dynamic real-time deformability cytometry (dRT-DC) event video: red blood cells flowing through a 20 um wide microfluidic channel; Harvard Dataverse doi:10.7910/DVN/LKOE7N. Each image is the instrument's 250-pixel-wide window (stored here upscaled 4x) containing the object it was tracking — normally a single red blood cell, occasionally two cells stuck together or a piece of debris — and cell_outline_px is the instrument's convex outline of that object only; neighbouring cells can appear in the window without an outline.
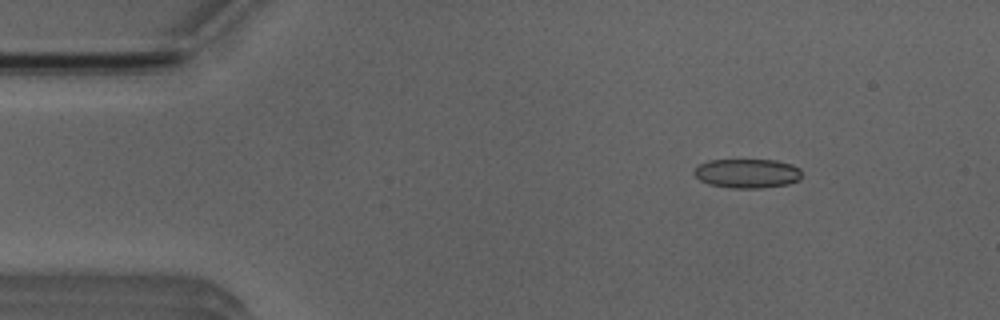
{"species": "Egyptian fruit bat (a non-hibernating species)", "species_latin": "Rousettus aegyptiacus", "temperature_condition": "room temperature", "stored_images_in_passage": 46, "camera_frame_rate_fps": 3000, "um_per_image_px": 0.085, "animal": {"sex": "male"}, "frame": {"image": 1, "passage_image": 2, "time_ms": 0.333, "image_size_px": [1000, 320], "cell_outline_px": [[800, 180], [788, 184], [760, 188], [732, 188], [708, 184], [700, 180], [692, 172], [700, 164], [708, 160], [776, 160], [792, 164], [800, 168]], "centroid_in_image_um": [63.52, 14.74], "position_along_channel_um": 21.5, "area_um2": 18.38}}
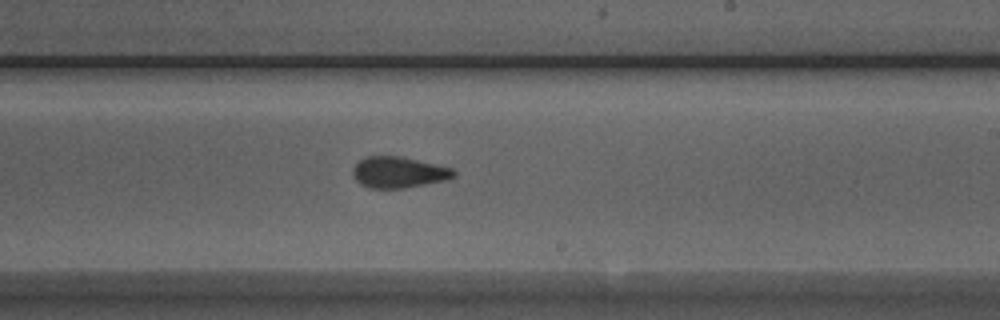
{"frame": {"image": 2, "passage_image": 25, "time_ms": 8.0, "image_size_px": [1000, 320], "cell_outline_px": [[456, 176], [448, 180], [404, 188], [368, 188], [360, 184], [352, 176], [352, 168], [364, 156], [400, 156], [452, 168], [456, 172]], "centroid_in_image_um": [33.87, 14.65], "position_along_channel_um": 255.1, "area_um2": 18.44}}
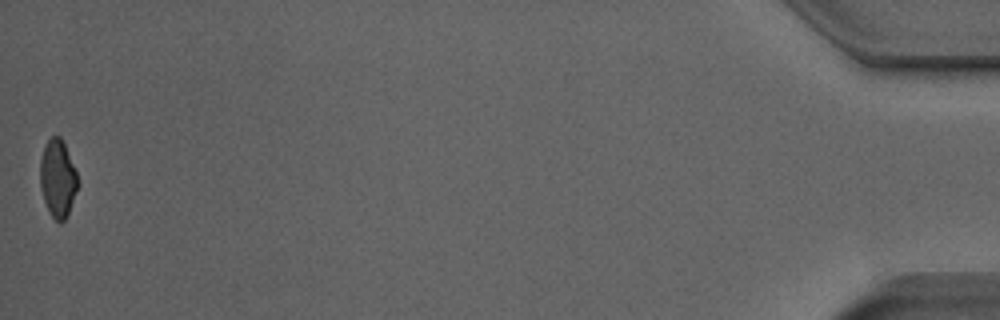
{"frame": {"image": 3, "passage_image": 46, "time_ms": 15.0, "image_size_px": [1000, 320], "cell_outline_px": [[80, 184], [68, 212], [64, 220], [60, 224], [52, 216], [44, 200], [40, 188], [40, 160], [44, 148], [48, 140], [52, 136], [60, 136], [64, 144], [76, 172]], "centroid_in_image_um": [4.91, 15.18], "position_along_channel_um": 430.3, "area_um2": 16.82}, "authors_computed_cell_mechanics": {"area_um2": 18.5249, "velocity_mm_per_s": 4.0004, "shape_relaxation_time_tau1_ms": 11.0266, "shape_relaxation_time_tau2_ms": 1.4614, "deformation_change_tau1": 0.1753, "deformation_change_tau2": 0.0713}}